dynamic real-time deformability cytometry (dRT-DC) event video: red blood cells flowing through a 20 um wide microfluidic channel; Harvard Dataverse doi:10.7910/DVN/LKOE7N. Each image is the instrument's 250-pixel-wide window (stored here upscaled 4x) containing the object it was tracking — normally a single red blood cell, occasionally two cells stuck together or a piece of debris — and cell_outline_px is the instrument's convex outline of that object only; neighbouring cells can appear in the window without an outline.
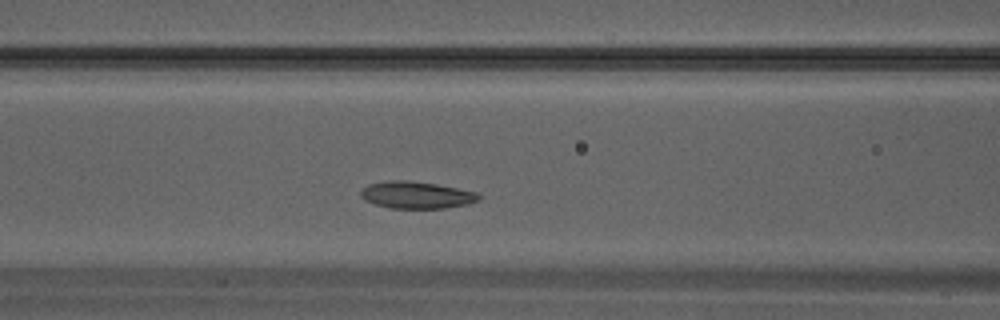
{"species": "Egyptian fruit bat (a non-hibernating species)", "species_latin": "Rousettus aegyptiacus", "temperature_condition": "warm", "stored_images_in_passage": 27, "camera_frame_rate_fps": 3000, "um_per_image_px": 0.085, "animal": {"sex": "male"}, "frame": {"image": 1, "passage_image": 8, "time_ms": 2.333, "image_size_px": [1000, 320], "cell_outline_px": [[480, 200], [468, 204], [444, 208], [392, 208], [376, 204], [364, 200], [360, 196], [360, 192], [368, 184], [388, 180], [408, 180], [436, 184], [476, 192], [480, 196]], "centroid_in_image_um": [35.39, 16.57], "position_along_channel_um": 131.2, "area_um2": 18.5}}
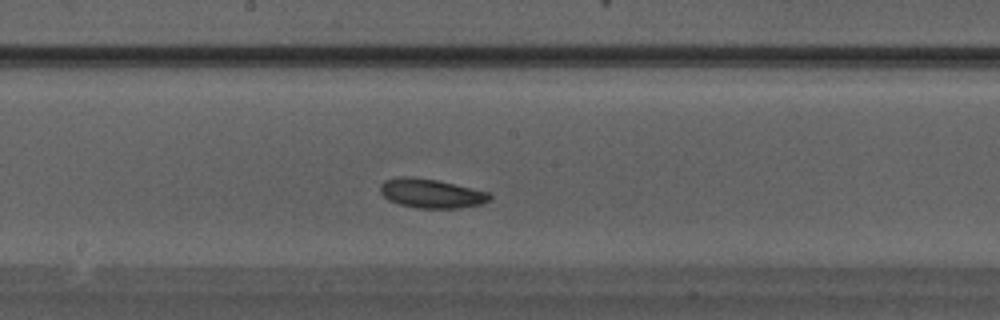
{"frame": {"image": 2, "passage_image": 12, "time_ms": 3.667, "image_size_px": [1000, 320], "cell_outline_px": [[492, 196], [488, 200], [480, 204], [460, 208], [416, 208], [400, 204], [388, 200], [380, 192], [380, 184], [384, 180], [404, 176], [408, 176], [436, 180], [492, 192]], "centroid_in_image_um": [36.66, 16.44], "position_along_channel_um": 211.5, "area_um2": 18.61}}
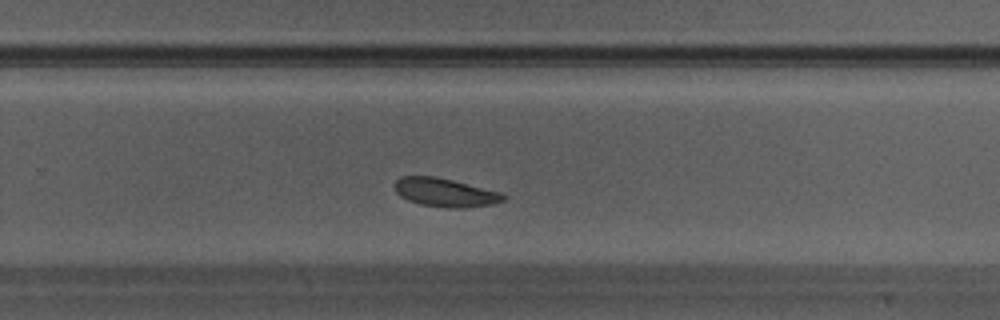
{"frame": {"image": 3, "passage_image": 16, "time_ms": 5.0, "image_size_px": [1000, 320], "cell_outline_px": [[508, 196], [504, 200], [496, 204], [460, 208], [448, 208], [420, 204], [408, 200], [400, 196], [396, 192], [396, 180], [400, 176], [436, 176], [500, 192]], "centroid_in_image_um": [37.86, 16.37], "position_along_channel_um": 291.9, "area_um2": 18.03}}